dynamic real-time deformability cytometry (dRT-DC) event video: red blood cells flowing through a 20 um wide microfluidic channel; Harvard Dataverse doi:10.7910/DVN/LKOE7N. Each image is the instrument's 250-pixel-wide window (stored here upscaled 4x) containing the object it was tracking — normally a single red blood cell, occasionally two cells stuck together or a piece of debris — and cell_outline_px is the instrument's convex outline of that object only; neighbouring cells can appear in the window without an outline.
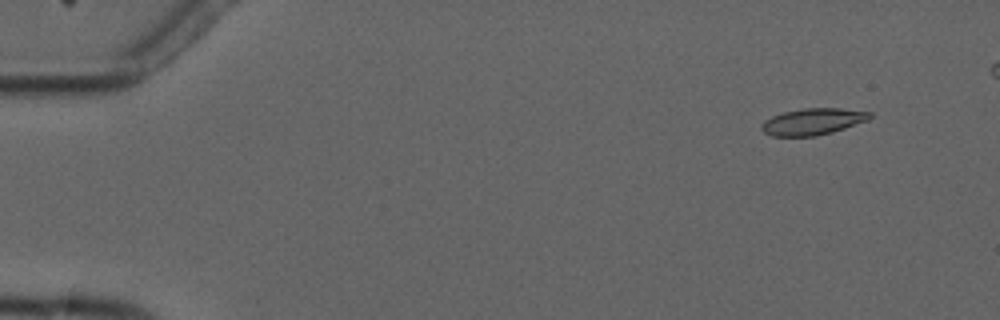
{"species": "common noctule bat (a hibernating species)", "species_latin": "Nyctalus noctula", "temperature_condition": "cold", "stored_images_in_passage": 5, "camera_frame_rate_fps": 3000, "um_per_image_px": 0.085, "animal": {"sex": "male", "forearm_length_mm": 52.5}, "frame": {"image": 1, "passage_image": 2, "time_ms": 1.0, "image_size_px": [1000, 320], "cell_outline_px": [[872, 116], [868, 120], [832, 132], [816, 136], [772, 136], [764, 132], [760, 128], [760, 124], [764, 120], [772, 116], [784, 112], [804, 108], [840, 108], [872, 112]], "centroid_in_image_um": [69.07, 10.33], "position_along_channel_um": 15.9, "area_um2": 16.76}}